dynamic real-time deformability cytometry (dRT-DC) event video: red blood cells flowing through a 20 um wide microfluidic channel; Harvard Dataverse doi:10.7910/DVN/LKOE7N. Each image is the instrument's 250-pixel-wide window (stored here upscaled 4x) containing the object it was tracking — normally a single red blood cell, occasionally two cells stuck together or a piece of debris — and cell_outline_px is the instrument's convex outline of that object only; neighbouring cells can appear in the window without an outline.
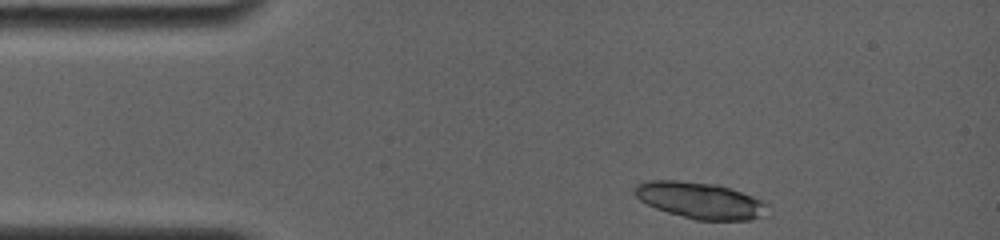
{"species": "common noctule bat (a hibernating species)", "species_latin": "Nyctalus noctula", "temperature_condition": "room temperature", "stored_images_in_passage": 6, "camera_frame_rate_fps": 4000, "um_per_image_px": 0.085, "animal": {"sex": "female", "body_mass_g": 19.0, "forearm_length_mm": 56.7}, "frame": {"image": 1, "passage_image": 1, "time_ms": 0.0, "image_size_px": [1000, 240], "cell_outline_px": [[764, 204], [760, 216], [752, 220], [696, 220], [668, 212], [656, 208], [640, 200], [632, 192], [636, 184], [648, 180], [676, 180], [720, 184], [732, 188], [752, 196], [760, 200]], "centroid_in_image_um": [59.42, 17.01], "position_along_channel_um": 25.6, "area_um2": 27.86}}